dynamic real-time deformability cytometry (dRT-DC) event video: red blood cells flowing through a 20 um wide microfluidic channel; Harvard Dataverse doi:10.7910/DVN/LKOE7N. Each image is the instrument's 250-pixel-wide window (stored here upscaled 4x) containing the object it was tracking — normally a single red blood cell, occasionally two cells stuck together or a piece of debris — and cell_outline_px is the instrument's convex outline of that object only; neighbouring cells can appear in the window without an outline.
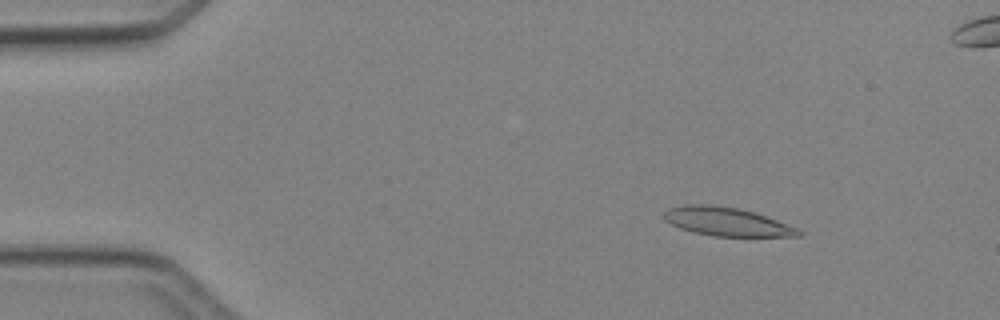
{"species": "Egyptian fruit bat (a non-hibernating species)", "species_latin": "Rousettus aegyptiacus", "temperature_condition": "cold", "stored_images_in_passage": 5, "camera_frame_rate_fps": 3000, "um_per_image_px": 0.085, "animal": {"sex": "female"}, "frame": {"image": 1, "passage_image": 2, "time_ms": 1.333, "image_size_px": [1000, 320], "cell_outline_px": [[804, 232], [800, 236], [712, 236], [692, 232], [680, 228], [664, 220], [664, 212], [668, 208], [684, 204], [712, 204], [736, 208], [752, 212], [776, 220], [796, 228]], "centroid_in_image_um": [61.71, 18.84], "position_along_channel_um": 23.3, "area_um2": 22.2}}